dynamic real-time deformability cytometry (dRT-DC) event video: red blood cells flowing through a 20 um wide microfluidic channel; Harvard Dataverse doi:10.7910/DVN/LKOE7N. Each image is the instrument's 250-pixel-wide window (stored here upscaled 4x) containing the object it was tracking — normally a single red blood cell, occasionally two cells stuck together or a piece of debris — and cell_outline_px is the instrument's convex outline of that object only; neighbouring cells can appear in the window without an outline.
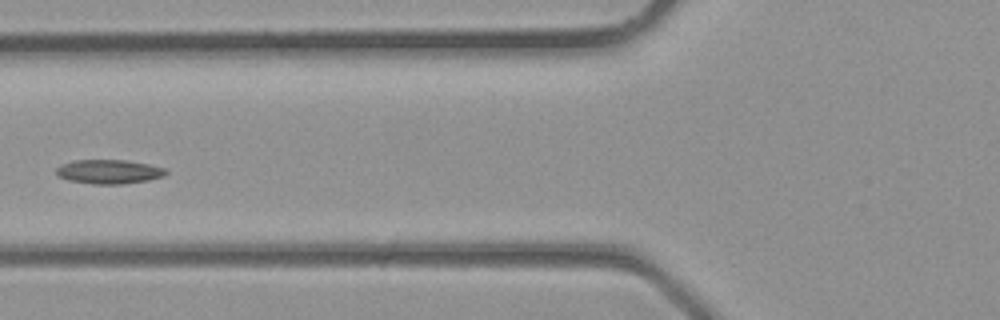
{"species": "common noctule bat (a hibernating species)", "species_latin": "Nyctalus noctula", "temperature_condition": "room temperature", "stored_images_in_passage": 3, "camera_frame_rate_fps": 3000, "um_per_image_px": 0.085, "animal": {"sex": "male", "body_mass_g": 23.1, "forearm_length_mm": 52.7}, "frame": {"image": 1, "passage_image": 3, "time_ms": 0.667, "image_size_px": [1000, 320], "cell_outline_px": [[168, 172], [164, 176], [148, 180], [120, 184], [92, 184], [68, 180], [56, 176], [56, 168], [60, 164], [76, 160], [124, 160], [148, 164], [164, 168]], "centroid_in_image_um": [9.22, 14.59], "position_along_channel_um": 116.6, "area_um2": 15.43}}